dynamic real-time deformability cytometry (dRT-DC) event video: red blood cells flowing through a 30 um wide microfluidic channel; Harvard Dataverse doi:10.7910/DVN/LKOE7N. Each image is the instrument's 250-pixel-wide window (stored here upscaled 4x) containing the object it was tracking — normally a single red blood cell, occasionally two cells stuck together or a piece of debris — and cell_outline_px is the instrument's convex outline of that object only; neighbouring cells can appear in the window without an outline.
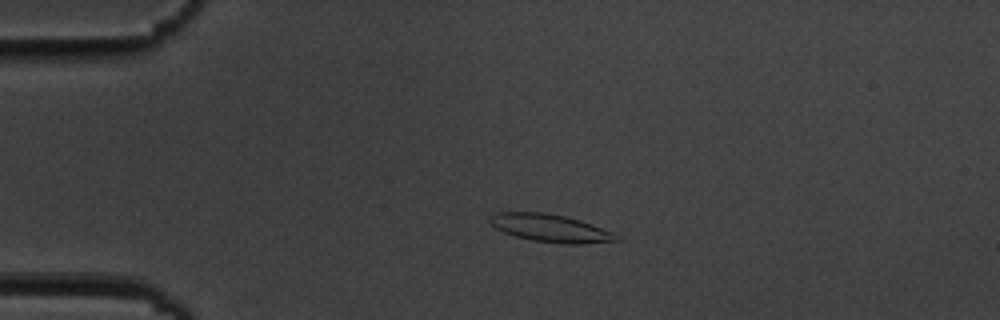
{"species": "common noctule bat (a hibernating species)", "species_latin": "Nyctalus noctula", "temperature_condition": "cold", "stored_images_in_passage": 15, "camera_frame_rate_fps": 3000, "um_per_image_px": 0.085, "animal": {"sex": "male", "body_mass_g": 19.5, "forearm_length_mm": 54.6}, "frame": {"image": 1, "passage_image": 4, "time_ms": 3.667, "image_size_px": [1000, 320], "cell_outline_px": [[620, 240], [580, 244], [564, 244], [532, 240], [516, 236], [504, 232], [496, 228], [488, 220], [496, 212], [544, 212], [564, 216], [580, 220], [616, 232]], "centroid_in_image_um": [46.83, 19.39], "position_along_channel_um": 38.2, "area_um2": 20.4}}
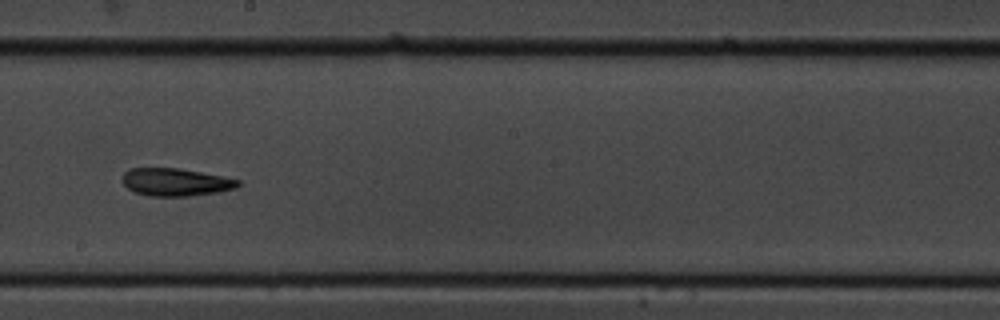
{"frame": {"image": 2, "passage_image": 9, "time_ms": 10.333, "image_size_px": [1000, 320], "cell_outline_px": [[240, 184], [236, 188], [220, 192], [188, 196], [148, 196], [136, 192], [128, 188], [120, 180], [124, 172], [128, 168], [180, 168], [224, 176], [240, 180]], "centroid_in_image_um": [14.93, 15.47], "position_along_channel_um": 233.3, "area_um2": 18.9}}
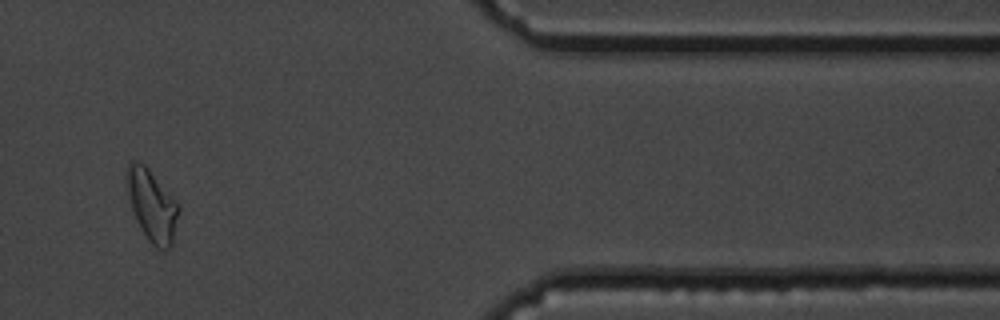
{"frame": {"image": 3, "passage_image": 14, "time_ms": 16.0, "image_size_px": [1000, 320], "cell_outline_px": [[180, 208], [172, 244], [168, 248], [156, 248], [148, 240], [136, 220], [124, 184], [124, 176], [128, 164], [132, 160], [136, 160], [144, 164], [148, 168], [176, 200]], "centroid_in_image_um": [12.88, 17.41], "position_along_channel_um": 398.5, "area_um2": 21.73}, "authors_computed_cell_mechanics": {"area_um2": 19.9988, "velocity_mm_per_s": 3.4639, "shape_relaxation_time_tau1_ms": 5.5025, "shape_relaxation_time_tau2_ms": 3.1106, "deformation_change_tau1": 0.1304, "deformation_change_tau2": 0.1038}}